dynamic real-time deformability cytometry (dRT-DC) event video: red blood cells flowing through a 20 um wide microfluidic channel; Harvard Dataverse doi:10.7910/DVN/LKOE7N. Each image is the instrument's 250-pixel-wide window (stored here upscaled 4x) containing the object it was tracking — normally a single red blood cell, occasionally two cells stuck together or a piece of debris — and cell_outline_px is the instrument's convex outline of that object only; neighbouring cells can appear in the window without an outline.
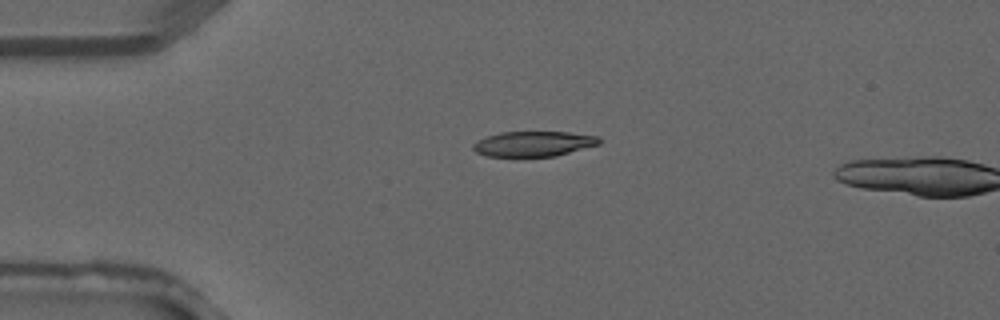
{"species": "common noctule bat (a hibernating species)", "species_latin": "Nyctalus noctula", "temperature_condition": "warm", "stored_images_in_passage": 2, "camera_frame_rate_fps": 3000, "um_per_image_px": 0.085, "animal": {"sex": "male", "forearm_length_mm": 52.5}, "frame": {"image": 1, "passage_image": 1, "time_ms": 0.0, "image_size_px": [1000, 320], "cell_outline_px": [[600, 144], [556, 156], [488, 156], [476, 152], [472, 148], [472, 144], [488, 136], [500, 132], [568, 132], [600, 136]], "centroid_in_image_um": [45.39, 12.22], "position_along_channel_um": 39.6, "area_um2": 18.38}}